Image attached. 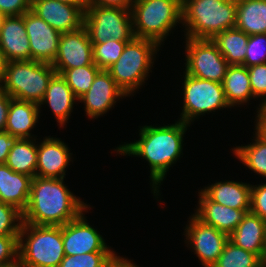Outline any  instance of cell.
<instances>
[{
	"instance_id": "cell-29",
	"label": "cell",
	"mask_w": 266,
	"mask_h": 267,
	"mask_svg": "<svg viewBox=\"0 0 266 267\" xmlns=\"http://www.w3.org/2000/svg\"><path fill=\"white\" fill-rule=\"evenodd\" d=\"M254 135L250 144L236 146L230 150L244 166L266 179V141L256 132Z\"/></svg>"
},
{
	"instance_id": "cell-19",
	"label": "cell",
	"mask_w": 266,
	"mask_h": 267,
	"mask_svg": "<svg viewBox=\"0 0 266 267\" xmlns=\"http://www.w3.org/2000/svg\"><path fill=\"white\" fill-rule=\"evenodd\" d=\"M0 47L7 61L31 60L23 15L4 17L0 31Z\"/></svg>"
},
{
	"instance_id": "cell-5",
	"label": "cell",
	"mask_w": 266,
	"mask_h": 267,
	"mask_svg": "<svg viewBox=\"0 0 266 267\" xmlns=\"http://www.w3.org/2000/svg\"><path fill=\"white\" fill-rule=\"evenodd\" d=\"M131 14L134 36L162 47L169 33L182 25V0H134Z\"/></svg>"
},
{
	"instance_id": "cell-49",
	"label": "cell",
	"mask_w": 266,
	"mask_h": 267,
	"mask_svg": "<svg viewBox=\"0 0 266 267\" xmlns=\"http://www.w3.org/2000/svg\"><path fill=\"white\" fill-rule=\"evenodd\" d=\"M4 15L3 14H0V31H1V25H2V21L4 19Z\"/></svg>"
},
{
	"instance_id": "cell-2",
	"label": "cell",
	"mask_w": 266,
	"mask_h": 267,
	"mask_svg": "<svg viewBox=\"0 0 266 267\" xmlns=\"http://www.w3.org/2000/svg\"><path fill=\"white\" fill-rule=\"evenodd\" d=\"M89 207L71 192L64 178L32 179L29 201L23 211V223L62 226Z\"/></svg>"
},
{
	"instance_id": "cell-10",
	"label": "cell",
	"mask_w": 266,
	"mask_h": 267,
	"mask_svg": "<svg viewBox=\"0 0 266 267\" xmlns=\"http://www.w3.org/2000/svg\"><path fill=\"white\" fill-rule=\"evenodd\" d=\"M185 73L204 80L223 83L230 66L211 39L185 37Z\"/></svg>"
},
{
	"instance_id": "cell-27",
	"label": "cell",
	"mask_w": 266,
	"mask_h": 267,
	"mask_svg": "<svg viewBox=\"0 0 266 267\" xmlns=\"http://www.w3.org/2000/svg\"><path fill=\"white\" fill-rule=\"evenodd\" d=\"M249 35L232 28L218 33L212 41L217 45L229 65H242L245 62Z\"/></svg>"
},
{
	"instance_id": "cell-31",
	"label": "cell",
	"mask_w": 266,
	"mask_h": 267,
	"mask_svg": "<svg viewBox=\"0 0 266 267\" xmlns=\"http://www.w3.org/2000/svg\"><path fill=\"white\" fill-rule=\"evenodd\" d=\"M101 69L95 64L65 69L60 75L67 81V85L79 99L91 87L96 75Z\"/></svg>"
},
{
	"instance_id": "cell-21",
	"label": "cell",
	"mask_w": 266,
	"mask_h": 267,
	"mask_svg": "<svg viewBox=\"0 0 266 267\" xmlns=\"http://www.w3.org/2000/svg\"><path fill=\"white\" fill-rule=\"evenodd\" d=\"M251 183L216 181L200 189L211 201L233 209L251 210Z\"/></svg>"
},
{
	"instance_id": "cell-9",
	"label": "cell",
	"mask_w": 266,
	"mask_h": 267,
	"mask_svg": "<svg viewBox=\"0 0 266 267\" xmlns=\"http://www.w3.org/2000/svg\"><path fill=\"white\" fill-rule=\"evenodd\" d=\"M84 27L91 43H104L109 39L131 41L135 37L131 9L122 7L88 5Z\"/></svg>"
},
{
	"instance_id": "cell-44",
	"label": "cell",
	"mask_w": 266,
	"mask_h": 267,
	"mask_svg": "<svg viewBox=\"0 0 266 267\" xmlns=\"http://www.w3.org/2000/svg\"><path fill=\"white\" fill-rule=\"evenodd\" d=\"M106 267H139L136 263L131 262V259L118 256L117 254L113 259L107 264Z\"/></svg>"
},
{
	"instance_id": "cell-15",
	"label": "cell",
	"mask_w": 266,
	"mask_h": 267,
	"mask_svg": "<svg viewBox=\"0 0 266 267\" xmlns=\"http://www.w3.org/2000/svg\"><path fill=\"white\" fill-rule=\"evenodd\" d=\"M23 18L29 38L31 60L52 64L58 52L61 33L31 10L24 13Z\"/></svg>"
},
{
	"instance_id": "cell-23",
	"label": "cell",
	"mask_w": 266,
	"mask_h": 267,
	"mask_svg": "<svg viewBox=\"0 0 266 267\" xmlns=\"http://www.w3.org/2000/svg\"><path fill=\"white\" fill-rule=\"evenodd\" d=\"M40 113L38 104L12 99L5 131L19 139H33L35 135H31V131L36 127Z\"/></svg>"
},
{
	"instance_id": "cell-17",
	"label": "cell",
	"mask_w": 266,
	"mask_h": 267,
	"mask_svg": "<svg viewBox=\"0 0 266 267\" xmlns=\"http://www.w3.org/2000/svg\"><path fill=\"white\" fill-rule=\"evenodd\" d=\"M73 153L61 138L47 136L37 141V166L35 176L43 178H65L66 168Z\"/></svg>"
},
{
	"instance_id": "cell-45",
	"label": "cell",
	"mask_w": 266,
	"mask_h": 267,
	"mask_svg": "<svg viewBox=\"0 0 266 267\" xmlns=\"http://www.w3.org/2000/svg\"><path fill=\"white\" fill-rule=\"evenodd\" d=\"M63 3H68L81 8L84 12L88 7V0H58Z\"/></svg>"
},
{
	"instance_id": "cell-37",
	"label": "cell",
	"mask_w": 266,
	"mask_h": 267,
	"mask_svg": "<svg viewBox=\"0 0 266 267\" xmlns=\"http://www.w3.org/2000/svg\"><path fill=\"white\" fill-rule=\"evenodd\" d=\"M19 236H0V267L18 263Z\"/></svg>"
},
{
	"instance_id": "cell-41",
	"label": "cell",
	"mask_w": 266,
	"mask_h": 267,
	"mask_svg": "<svg viewBox=\"0 0 266 267\" xmlns=\"http://www.w3.org/2000/svg\"><path fill=\"white\" fill-rule=\"evenodd\" d=\"M13 98L0 85V132L5 131L10 102Z\"/></svg>"
},
{
	"instance_id": "cell-6",
	"label": "cell",
	"mask_w": 266,
	"mask_h": 267,
	"mask_svg": "<svg viewBox=\"0 0 266 267\" xmlns=\"http://www.w3.org/2000/svg\"><path fill=\"white\" fill-rule=\"evenodd\" d=\"M159 49L155 41L134 37L126 44L119 59L107 69L127 97L134 96L148 80Z\"/></svg>"
},
{
	"instance_id": "cell-42",
	"label": "cell",
	"mask_w": 266,
	"mask_h": 267,
	"mask_svg": "<svg viewBox=\"0 0 266 267\" xmlns=\"http://www.w3.org/2000/svg\"><path fill=\"white\" fill-rule=\"evenodd\" d=\"M255 117V132L266 141V107H262L258 112H256Z\"/></svg>"
},
{
	"instance_id": "cell-24",
	"label": "cell",
	"mask_w": 266,
	"mask_h": 267,
	"mask_svg": "<svg viewBox=\"0 0 266 267\" xmlns=\"http://www.w3.org/2000/svg\"><path fill=\"white\" fill-rule=\"evenodd\" d=\"M265 229L266 221L248 212L229 235V240L236 246L252 252L262 259Z\"/></svg>"
},
{
	"instance_id": "cell-35",
	"label": "cell",
	"mask_w": 266,
	"mask_h": 267,
	"mask_svg": "<svg viewBox=\"0 0 266 267\" xmlns=\"http://www.w3.org/2000/svg\"><path fill=\"white\" fill-rule=\"evenodd\" d=\"M266 63V33L250 35L247 41L246 57L243 66Z\"/></svg>"
},
{
	"instance_id": "cell-28",
	"label": "cell",
	"mask_w": 266,
	"mask_h": 267,
	"mask_svg": "<svg viewBox=\"0 0 266 267\" xmlns=\"http://www.w3.org/2000/svg\"><path fill=\"white\" fill-rule=\"evenodd\" d=\"M33 139L17 140L10 150L5 164L14 172L35 177L37 166V142Z\"/></svg>"
},
{
	"instance_id": "cell-13",
	"label": "cell",
	"mask_w": 266,
	"mask_h": 267,
	"mask_svg": "<svg viewBox=\"0 0 266 267\" xmlns=\"http://www.w3.org/2000/svg\"><path fill=\"white\" fill-rule=\"evenodd\" d=\"M93 63V46L84 26L77 31L61 34L58 52L52 63L56 74Z\"/></svg>"
},
{
	"instance_id": "cell-18",
	"label": "cell",
	"mask_w": 266,
	"mask_h": 267,
	"mask_svg": "<svg viewBox=\"0 0 266 267\" xmlns=\"http://www.w3.org/2000/svg\"><path fill=\"white\" fill-rule=\"evenodd\" d=\"M199 192L198 207L193 213L205 224L215 227L228 236L236 229L250 210L233 209L211 201L202 191Z\"/></svg>"
},
{
	"instance_id": "cell-8",
	"label": "cell",
	"mask_w": 266,
	"mask_h": 267,
	"mask_svg": "<svg viewBox=\"0 0 266 267\" xmlns=\"http://www.w3.org/2000/svg\"><path fill=\"white\" fill-rule=\"evenodd\" d=\"M183 88V107L179 115L180 119L186 124L191 125L196 119H199L206 113H212L216 110L230 108L223 89V84L193 77L184 72ZM209 112V113H208Z\"/></svg>"
},
{
	"instance_id": "cell-43",
	"label": "cell",
	"mask_w": 266,
	"mask_h": 267,
	"mask_svg": "<svg viewBox=\"0 0 266 267\" xmlns=\"http://www.w3.org/2000/svg\"><path fill=\"white\" fill-rule=\"evenodd\" d=\"M134 0H88V5L122 7L131 9Z\"/></svg>"
},
{
	"instance_id": "cell-22",
	"label": "cell",
	"mask_w": 266,
	"mask_h": 267,
	"mask_svg": "<svg viewBox=\"0 0 266 267\" xmlns=\"http://www.w3.org/2000/svg\"><path fill=\"white\" fill-rule=\"evenodd\" d=\"M32 179L14 172L6 164H0V201L23 212L28 205Z\"/></svg>"
},
{
	"instance_id": "cell-36",
	"label": "cell",
	"mask_w": 266,
	"mask_h": 267,
	"mask_svg": "<svg viewBox=\"0 0 266 267\" xmlns=\"http://www.w3.org/2000/svg\"><path fill=\"white\" fill-rule=\"evenodd\" d=\"M252 94L255 99L261 98L257 112L266 107V63L247 67Z\"/></svg>"
},
{
	"instance_id": "cell-16",
	"label": "cell",
	"mask_w": 266,
	"mask_h": 267,
	"mask_svg": "<svg viewBox=\"0 0 266 267\" xmlns=\"http://www.w3.org/2000/svg\"><path fill=\"white\" fill-rule=\"evenodd\" d=\"M30 10L61 34L77 31L84 26L85 12L58 0H32Z\"/></svg>"
},
{
	"instance_id": "cell-25",
	"label": "cell",
	"mask_w": 266,
	"mask_h": 267,
	"mask_svg": "<svg viewBox=\"0 0 266 267\" xmlns=\"http://www.w3.org/2000/svg\"><path fill=\"white\" fill-rule=\"evenodd\" d=\"M222 84L226 100L232 108L244 106L250 103L248 101L255 99L246 66L230 65Z\"/></svg>"
},
{
	"instance_id": "cell-3",
	"label": "cell",
	"mask_w": 266,
	"mask_h": 267,
	"mask_svg": "<svg viewBox=\"0 0 266 267\" xmlns=\"http://www.w3.org/2000/svg\"><path fill=\"white\" fill-rule=\"evenodd\" d=\"M237 0H182V27L186 38L213 39L235 28Z\"/></svg>"
},
{
	"instance_id": "cell-20",
	"label": "cell",
	"mask_w": 266,
	"mask_h": 267,
	"mask_svg": "<svg viewBox=\"0 0 266 267\" xmlns=\"http://www.w3.org/2000/svg\"><path fill=\"white\" fill-rule=\"evenodd\" d=\"M78 98L60 74H55L49 81L45 95L39 103V109L46 104L53 112L59 127L66 126Z\"/></svg>"
},
{
	"instance_id": "cell-32",
	"label": "cell",
	"mask_w": 266,
	"mask_h": 267,
	"mask_svg": "<svg viewBox=\"0 0 266 267\" xmlns=\"http://www.w3.org/2000/svg\"><path fill=\"white\" fill-rule=\"evenodd\" d=\"M128 42L109 39L104 43H92L93 62L101 70H107L119 59Z\"/></svg>"
},
{
	"instance_id": "cell-46",
	"label": "cell",
	"mask_w": 266,
	"mask_h": 267,
	"mask_svg": "<svg viewBox=\"0 0 266 267\" xmlns=\"http://www.w3.org/2000/svg\"><path fill=\"white\" fill-rule=\"evenodd\" d=\"M7 62L8 61L5 58L4 52H3L2 48L0 47V85H1L3 77H4Z\"/></svg>"
},
{
	"instance_id": "cell-48",
	"label": "cell",
	"mask_w": 266,
	"mask_h": 267,
	"mask_svg": "<svg viewBox=\"0 0 266 267\" xmlns=\"http://www.w3.org/2000/svg\"><path fill=\"white\" fill-rule=\"evenodd\" d=\"M2 267H21L19 262L18 263H15V264H9V265H6V266H2Z\"/></svg>"
},
{
	"instance_id": "cell-26",
	"label": "cell",
	"mask_w": 266,
	"mask_h": 267,
	"mask_svg": "<svg viewBox=\"0 0 266 267\" xmlns=\"http://www.w3.org/2000/svg\"><path fill=\"white\" fill-rule=\"evenodd\" d=\"M235 28L249 36L266 33V1L237 0Z\"/></svg>"
},
{
	"instance_id": "cell-7",
	"label": "cell",
	"mask_w": 266,
	"mask_h": 267,
	"mask_svg": "<svg viewBox=\"0 0 266 267\" xmlns=\"http://www.w3.org/2000/svg\"><path fill=\"white\" fill-rule=\"evenodd\" d=\"M56 70L49 63L34 60L8 61L1 83L13 99L39 105Z\"/></svg>"
},
{
	"instance_id": "cell-1",
	"label": "cell",
	"mask_w": 266,
	"mask_h": 267,
	"mask_svg": "<svg viewBox=\"0 0 266 267\" xmlns=\"http://www.w3.org/2000/svg\"><path fill=\"white\" fill-rule=\"evenodd\" d=\"M190 127L181 120L175 123L157 126L144 125L139 127V139L120 144L114 153L123 156L142 157L150 167V187L156 200L161 192V183L167 177L170 167L183 156V140Z\"/></svg>"
},
{
	"instance_id": "cell-39",
	"label": "cell",
	"mask_w": 266,
	"mask_h": 267,
	"mask_svg": "<svg viewBox=\"0 0 266 267\" xmlns=\"http://www.w3.org/2000/svg\"><path fill=\"white\" fill-rule=\"evenodd\" d=\"M32 0H0V14L20 16L31 9Z\"/></svg>"
},
{
	"instance_id": "cell-38",
	"label": "cell",
	"mask_w": 266,
	"mask_h": 267,
	"mask_svg": "<svg viewBox=\"0 0 266 267\" xmlns=\"http://www.w3.org/2000/svg\"><path fill=\"white\" fill-rule=\"evenodd\" d=\"M250 212L266 221V182L251 185Z\"/></svg>"
},
{
	"instance_id": "cell-40",
	"label": "cell",
	"mask_w": 266,
	"mask_h": 267,
	"mask_svg": "<svg viewBox=\"0 0 266 267\" xmlns=\"http://www.w3.org/2000/svg\"><path fill=\"white\" fill-rule=\"evenodd\" d=\"M19 138L11 136L8 132H0V164H5L10 150Z\"/></svg>"
},
{
	"instance_id": "cell-30",
	"label": "cell",
	"mask_w": 266,
	"mask_h": 267,
	"mask_svg": "<svg viewBox=\"0 0 266 267\" xmlns=\"http://www.w3.org/2000/svg\"><path fill=\"white\" fill-rule=\"evenodd\" d=\"M212 267H263L261 259L254 253L236 246L230 240Z\"/></svg>"
},
{
	"instance_id": "cell-12",
	"label": "cell",
	"mask_w": 266,
	"mask_h": 267,
	"mask_svg": "<svg viewBox=\"0 0 266 267\" xmlns=\"http://www.w3.org/2000/svg\"><path fill=\"white\" fill-rule=\"evenodd\" d=\"M90 206L77 218L62 225V241L65 255L93 252H116L105 242L102 235L90 225L85 217Z\"/></svg>"
},
{
	"instance_id": "cell-11",
	"label": "cell",
	"mask_w": 266,
	"mask_h": 267,
	"mask_svg": "<svg viewBox=\"0 0 266 267\" xmlns=\"http://www.w3.org/2000/svg\"><path fill=\"white\" fill-rule=\"evenodd\" d=\"M189 219L184 229L185 234H183L186 246L190 247V250L192 248V252L196 254L202 267H212L221 255L229 236L215 227L205 224L194 214Z\"/></svg>"
},
{
	"instance_id": "cell-33",
	"label": "cell",
	"mask_w": 266,
	"mask_h": 267,
	"mask_svg": "<svg viewBox=\"0 0 266 267\" xmlns=\"http://www.w3.org/2000/svg\"><path fill=\"white\" fill-rule=\"evenodd\" d=\"M115 255L116 252L65 255L59 267H106Z\"/></svg>"
},
{
	"instance_id": "cell-4",
	"label": "cell",
	"mask_w": 266,
	"mask_h": 267,
	"mask_svg": "<svg viewBox=\"0 0 266 267\" xmlns=\"http://www.w3.org/2000/svg\"><path fill=\"white\" fill-rule=\"evenodd\" d=\"M64 256L62 226L23 223L18 238L21 267H59Z\"/></svg>"
},
{
	"instance_id": "cell-34",
	"label": "cell",
	"mask_w": 266,
	"mask_h": 267,
	"mask_svg": "<svg viewBox=\"0 0 266 267\" xmlns=\"http://www.w3.org/2000/svg\"><path fill=\"white\" fill-rule=\"evenodd\" d=\"M23 225V212L0 201V236H19Z\"/></svg>"
},
{
	"instance_id": "cell-47",
	"label": "cell",
	"mask_w": 266,
	"mask_h": 267,
	"mask_svg": "<svg viewBox=\"0 0 266 267\" xmlns=\"http://www.w3.org/2000/svg\"><path fill=\"white\" fill-rule=\"evenodd\" d=\"M261 262H262V266L266 267V229H265V237H264V245H263Z\"/></svg>"
},
{
	"instance_id": "cell-14",
	"label": "cell",
	"mask_w": 266,
	"mask_h": 267,
	"mask_svg": "<svg viewBox=\"0 0 266 267\" xmlns=\"http://www.w3.org/2000/svg\"><path fill=\"white\" fill-rule=\"evenodd\" d=\"M127 95L117 86L107 70H101L95 77L89 90L78 102L83 103L88 119H98L110 111L116 102Z\"/></svg>"
}]
</instances>
